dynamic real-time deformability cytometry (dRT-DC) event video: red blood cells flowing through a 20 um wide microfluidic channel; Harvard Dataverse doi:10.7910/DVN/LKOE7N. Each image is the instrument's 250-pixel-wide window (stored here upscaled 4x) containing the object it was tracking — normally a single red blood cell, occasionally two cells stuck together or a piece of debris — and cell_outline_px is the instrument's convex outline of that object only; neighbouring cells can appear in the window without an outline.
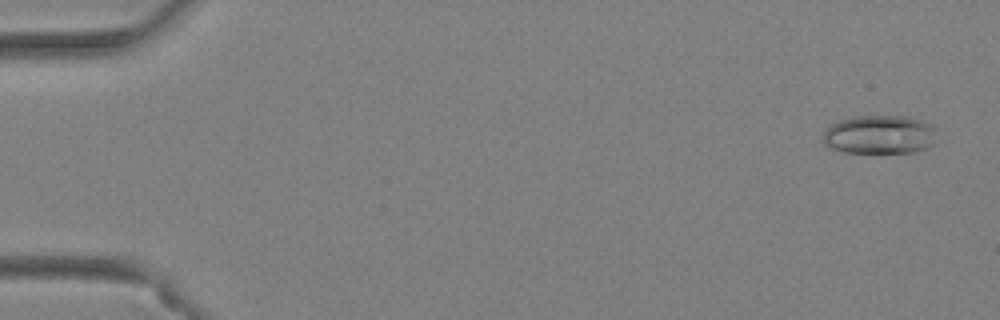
{"species": "Egyptian fruit bat (a non-hibernating species)", "species_latin": "Rousettus aegyptiacus", "temperature_condition": "warm", "stored_images_in_passage": 29, "camera_frame_rate_fps": 3000, "um_per_image_px": 0.085, "animal": {"sex": "female"}, "frame": {"image": 1, "passage_image": 3, "time_ms": 0.667, "image_size_px": [1000, 320], "cell_outline_px": [[936, 144], [928, 148], [916, 152], [844, 152], [828, 148], [824, 144], [824, 132], [832, 124], [840, 120], [852, 116], [904, 116], [920, 120], [936, 128]], "centroid_in_image_um": [74.8, 11.45], "position_along_channel_um": 10.2, "area_um2": 25.84}}
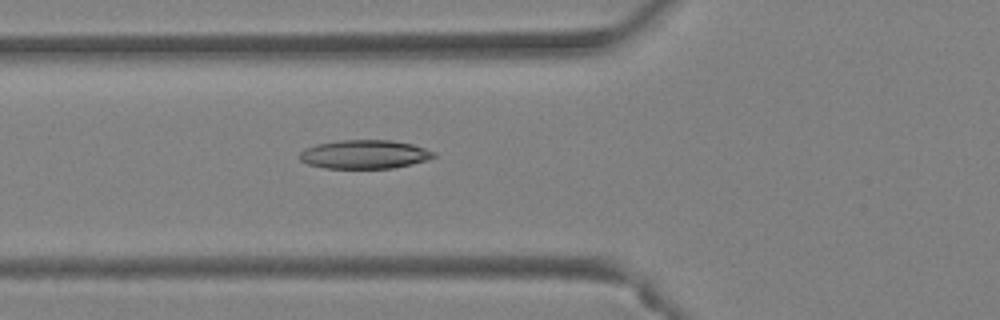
{"frame": {"image": 2, "passage_image": 19, "time_ms": 6.0, "image_size_px": [1000, 320], "cell_outline_px": [[436, 156], [428, 160], [412, 164], [392, 168], [324, 168], [308, 164], [300, 160], [300, 152], [304, 148], [316, 144], [340, 140], [392, 140], [412, 144], [436, 152]], "centroid_in_image_um": [30.99, 13.11], "position_along_channel_um": 94.8, "area_um2": 22.54}}
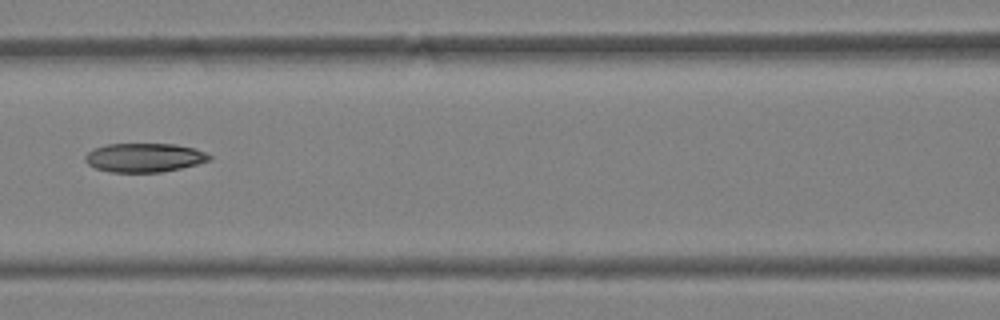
{"frame": {"image": 3, "passage_image": 23, "time_ms": 7.333, "image_size_px": [1000, 320], "cell_outline_px": [[212, 160], [180, 168], [160, 172], [112, 172], [96, 168], [88, 164], [84, 160], [84, 156], [88, 152], [96, 148], [108, 144], [176, 144], [196, 148], [212, 156]], "centroid_in_image_um": [12.29, 13.39], "position_along_channel_um": 154.3, "area_um2": 20.87}}